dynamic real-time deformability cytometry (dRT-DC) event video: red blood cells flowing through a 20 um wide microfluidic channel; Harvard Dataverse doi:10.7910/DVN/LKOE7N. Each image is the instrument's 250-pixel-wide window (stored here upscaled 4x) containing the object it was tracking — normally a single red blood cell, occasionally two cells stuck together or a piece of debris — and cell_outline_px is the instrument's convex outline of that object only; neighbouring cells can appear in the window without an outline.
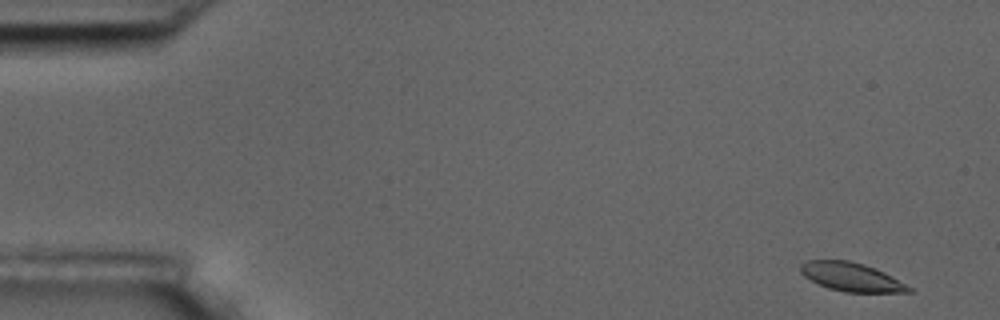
{"species": "common noctule bat (a hibernating species)", "species_latin": "Nyctalus noctula", "temperature_condition": "room temperature", "stored_images_in_passage": 5, "camera_frame_rate_fps": 3000, "um_per_image_px": 0.085, "animal": {"sex": "male", "body_mass_g": 17.5, "forearm_length_mm": 52.3}, "frame": {"image": 1, "passage_image": 1, "time_ms": 0.0, "image_size_px": [1000, 320], "cell_outline_px": [[916, 292], [844, 292], [828, 288], [804, 276], [800, 272], [800, 264], [808, 260], [848, 260], [864, 264], [884, 272], [912, 288]], "centroid_in_image_um": [72.36, 23.54], "position_along_channel_um": 12.6, "area_um2": 17.92}}
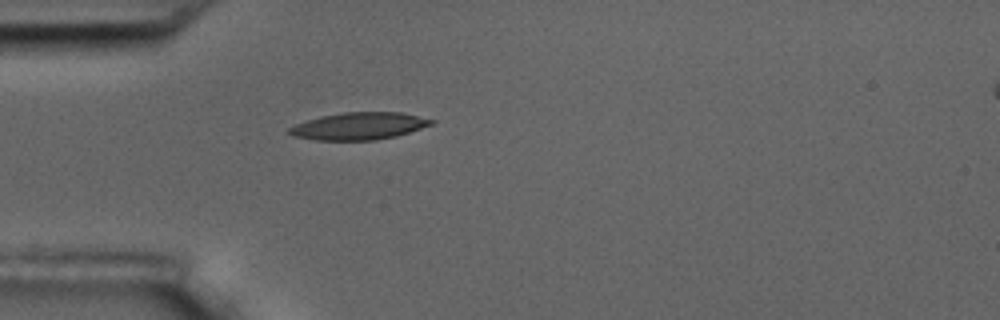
{"frame": {"image": 2, "passage_image": 5, "time_ms": 25.667, "image_size_px": [1000, 320], "cell_outline_px": [[436, 120], [432, 124], [396, 136], [376, 140], [316, 140], [292, 136], [288, 132], [288, 128], [296, 124], [320, 116], [344, 112], [400, 112]], "centroid_in_image_um": [30.49, 10.71], "position_along_channel_um": 54.5, "area_um2": 22.43}}